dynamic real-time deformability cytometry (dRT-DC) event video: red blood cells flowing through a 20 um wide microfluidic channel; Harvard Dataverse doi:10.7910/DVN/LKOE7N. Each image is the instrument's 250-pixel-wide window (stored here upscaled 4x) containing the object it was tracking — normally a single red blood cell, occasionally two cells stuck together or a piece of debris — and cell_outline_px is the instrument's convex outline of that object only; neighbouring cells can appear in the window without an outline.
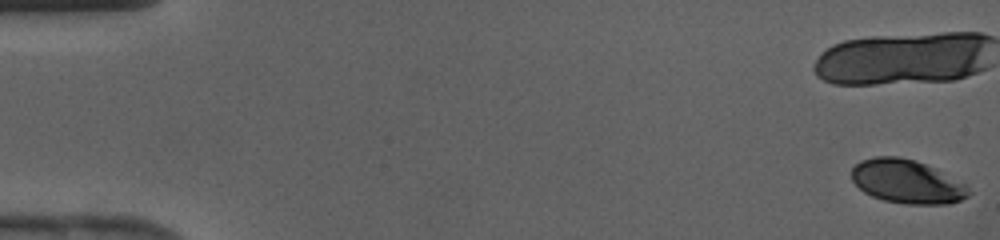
{"species": "human", "species_latin": "Homo sapiens", "temperature_condition": "cold", "stored_images_in_passage": 16, "camera_frame_rate_fps": 3000, "um_per_image_px": 0.085, "donor": {"sex": "female"}, "frame": {"image": 1, "passage_image": 1, "time_ms": 0.0, "image_size_px": [1000, 240], "cell_outline_px": [[972, 192], [968, 196], [960, 200], [948, 204], [904, 204], [884, 200], [872, 196], [864, 192], [852, 180], [852, 168], [860, 160], [876, 156], [896, 156], [916, 160], [936, 168], [968, 184]], "centroid_in_image_um": [77.14, 15.43], "position_along_channel_um": 7.9, "area_um2": 30.17}}